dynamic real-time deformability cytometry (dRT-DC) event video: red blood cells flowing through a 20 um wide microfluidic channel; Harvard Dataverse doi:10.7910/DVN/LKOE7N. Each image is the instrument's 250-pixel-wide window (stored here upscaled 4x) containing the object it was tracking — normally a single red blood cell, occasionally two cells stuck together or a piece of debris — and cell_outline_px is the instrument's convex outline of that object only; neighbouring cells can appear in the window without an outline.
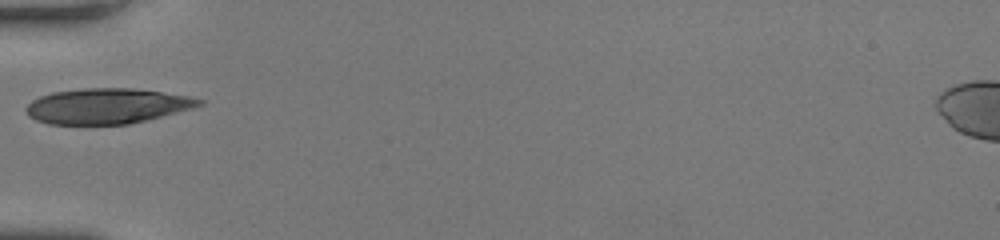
{"species": "human", "species_latin": "Homo sapiens", "temperature_condition": "room temperature", "stored_images_in_passage": 28, "camera_frame_rate_fps": 3000, "um_per_image_px": 0.085, "donor": {"sex": "female"}, "frame": {"image": 1, "passage_image": 1, "time_ms": 0.0, "image_size_px": [1000, 240], "cell_outline_px": [[204, 104], [192, 108], [128, 124], [48, 124], [36, 120], [28, 116], [24, 108], [32, 100], [40, 96], [52, 92], [84, 88], [132, 88], [188, 96], [204, 100]], "centroid_in_image_um": [9.04, 9.01], "position_along_channel_um": 76.0, "area_um2": 35.43}}
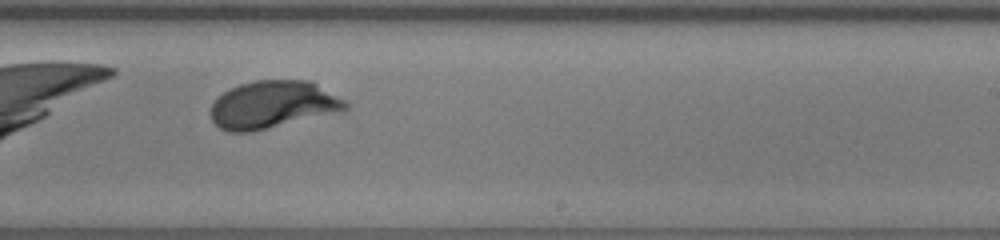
{"frame": {"image": 2, "passage_image": 16, "time_ms": 5.0, "image_size_px": [1000, 240], "cell_outline_px": [[348, 108], [344, 112], [252, 132], [228, 132], [220, 128], [212, 120], [212, 104], [224, 92], [240, 84], [256, 80], [308, 80], [316, 84], [344, 100], [348, 104]], "centroid_in_image_um": [23.23, 8.92], "position_along_channel_um": 265.8, "area_um2": 37.34}}
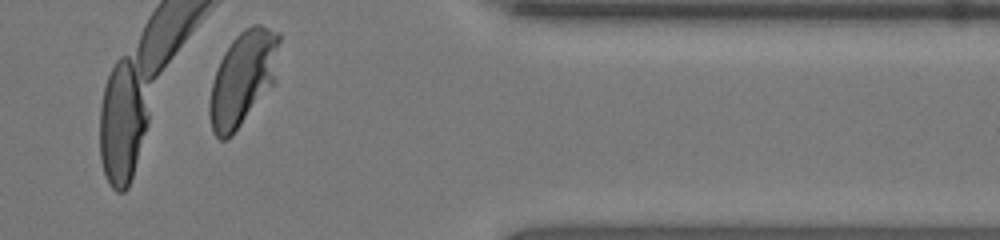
{"frame": {"image": 3, "passage_image": 27, "time_ms": 8.667, "image_size_px": [1000, 240], "cell_outline_px": [[280, 40], [276, 84], [232, 136], [224, 140], [220, 140], [212, 132], [208, 112], [208, 104], [212, 80], [220, 60], [224, 52], [232, 40], [244, 28], [252, 24], [260, 24], [280, 32]], "centroid_in_image_um": [20.67, 6.67], "position_along_channel_um": 390.7, "area_um2": 39.3}}